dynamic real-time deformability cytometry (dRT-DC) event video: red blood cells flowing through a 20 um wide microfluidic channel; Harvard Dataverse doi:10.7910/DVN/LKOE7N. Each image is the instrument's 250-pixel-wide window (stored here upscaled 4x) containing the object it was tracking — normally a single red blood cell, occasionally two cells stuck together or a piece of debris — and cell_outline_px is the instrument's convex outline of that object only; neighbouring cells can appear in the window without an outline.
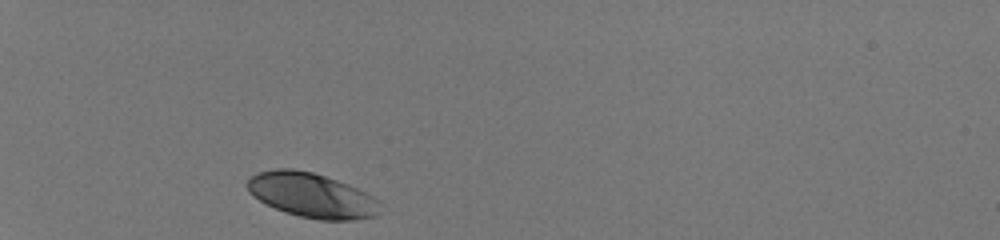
{"species": "human", "species_latin": "Homo sapiens", "temperature_condition": "room temperature", "stored_images_in_passage": 30, "camera_frame_rate_fps": 3000, "um_per_image_px": 0.085, "donor": {"sex": "male"}, "frame": {"image": 1, "passage_image": 1, "time_ms": 0.0, "image_size_px": [1000, 240], "cell_outline_px": [[380, 200], [376, 216], [352, 220], [320, 220], [300, 216], [284, 212], [252, 196], [248, 192], [244, 184], [252, 176], [260, 172], [276, 168], [292, 168], [312, 172], [348, 184]], "centroid_in_image_um": [26.46, 16.59], "position_along_channel_um": 58.5, "area_um2": 34.33}}
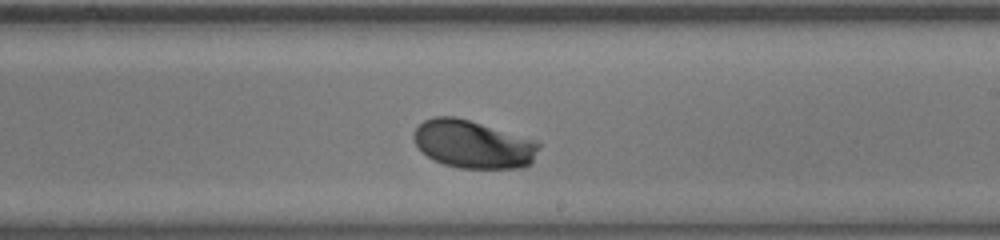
{"frame": {"image": 2, "passage_image": 18, "time_ms": 5.667, "image_size_px": [1000, 240], "cell_outline_px": [[540, 148], [532, 164], [520, 168], [460, 168], [444, 164], [432, 160], [420, 152], [412, 136], [412, 132], [424, 120], [432, 116], [456, 116], [532, 140], [540, 144]], "centroid_in_image_um": [40.16, 12.27], "position_along_channel_um": 248.8, "area_um2": 34.97}}
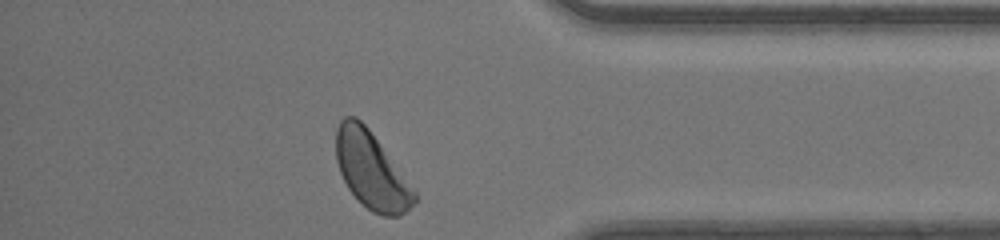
{"frame": {"image": 3, "passage_image": 30, "time_ms": 9.667, "image_size_px": [1000, 240], "cell_outline_px": [[416, 204], [404, 212], [396, 216], [380, 216], [372, 212], [348, 188], [340, 172], [336, 160], [336, 128], [340, 120], [344, 116], [356, 116], [368, 128], [416, 192]], "centroid_in_image_um": [31.55, 14.47], "position_along_channel_um": 403.7, "area_um2": 34.51}, "authors_computed_cell_mechanics": {"area_um2": 34.5933, "velocity_mm_per_s": 4.095, "shape_relaxation_time_tau1_ms": 1.6855, "shape_relaxation_time_tau2_ms": null, "deformation_change_tau1": 0.1272, "deformation_change_tau2": null}}